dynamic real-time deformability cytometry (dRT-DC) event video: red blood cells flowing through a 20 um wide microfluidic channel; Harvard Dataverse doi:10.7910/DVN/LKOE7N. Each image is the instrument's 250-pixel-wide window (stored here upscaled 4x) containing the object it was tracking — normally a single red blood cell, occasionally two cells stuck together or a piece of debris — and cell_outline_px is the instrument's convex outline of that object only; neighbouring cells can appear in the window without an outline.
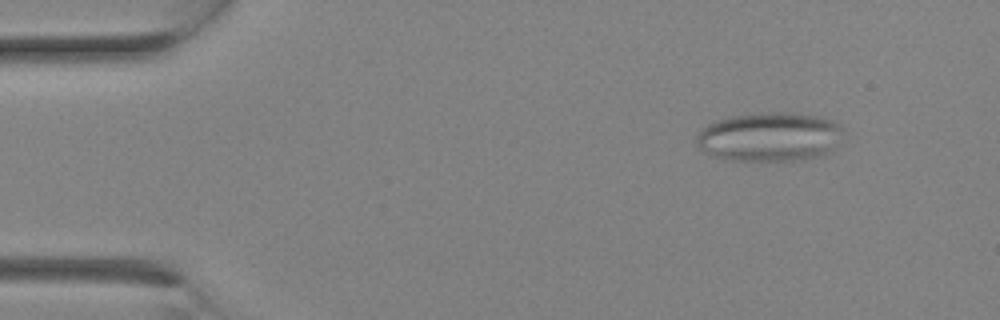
{"species": "Egyptian fruit bat (a non-hibernating species)", "species_latin": "Rousettus aegyptiacus", "temperature_condition": "room temperature", "stored_images_in_passage": 14, "camera_frame_rate_fps": 3000, "um_per_image_px": 0.085, "animal": {"sex": "female"}, "frame": {"image": 1, "passage_image": 3, "time_ms": 0.667, "image_size_px": [1000, 320], "cell_outline_px": [[844, 132], [840, 144], [824, 156], [804, 160], [724, 160], [712, 156], [704, 152], [700, 148], [696, 140], [696, 136], [708, 124], [716, 120], [728, 116], [764, 112], [792, 112], [820, 116], [840, 124]], "centroid_in_image_um": [65.47, 11.63], "position_along_channel_um": 19.5, "area_um2": 42.77}}
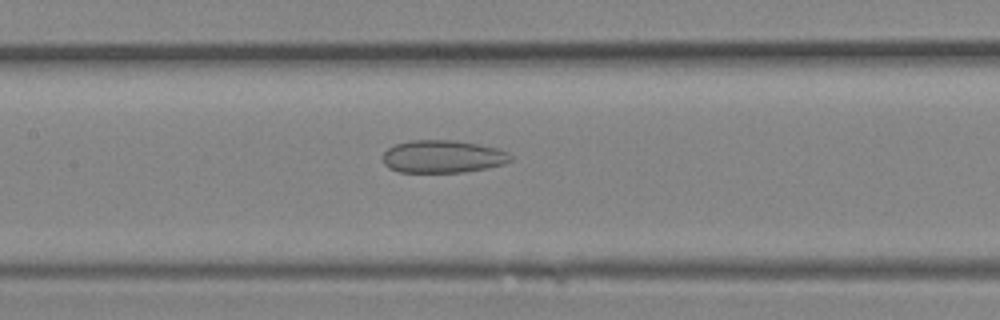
{"frame": {"image": 2, "passage_image": 12, "time_ms": 3.667, "image_size_px": [1000, 320], "cell_outline_px": [[512, 160], [504, 164], [488, 168], [464, 172], [400, 172], [388, 168], [384, 164], [384, 152], [388, 148], [396, 144], [412, 140], [456, 140], [500, 148], [508, 152], [512, 156]], "centroid_in_image_um": [37.68, 13.3], "position_along_channel_um": 169.7, "area_um2": 24.51}}
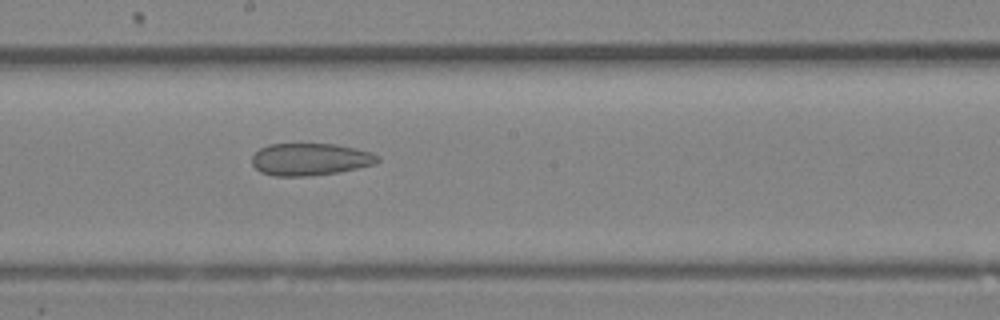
{"frame": {"image": 3, "passage_image": 14, "time_ms": 4.333, "image_size_px": [1000, 320], "cell_outline_px": [[380, 160], [376, 164], [340, 172], [308, 176], [276, 176], [260, 172], [252, 164], [252, 156], [260, 148], [268, 144], [336, 144], [372, 152], [380, 156]], "centroid_in_image_um": [26.39, 13.54], "position_along_channel_um": 221.8, "area_um2": 23.76}}